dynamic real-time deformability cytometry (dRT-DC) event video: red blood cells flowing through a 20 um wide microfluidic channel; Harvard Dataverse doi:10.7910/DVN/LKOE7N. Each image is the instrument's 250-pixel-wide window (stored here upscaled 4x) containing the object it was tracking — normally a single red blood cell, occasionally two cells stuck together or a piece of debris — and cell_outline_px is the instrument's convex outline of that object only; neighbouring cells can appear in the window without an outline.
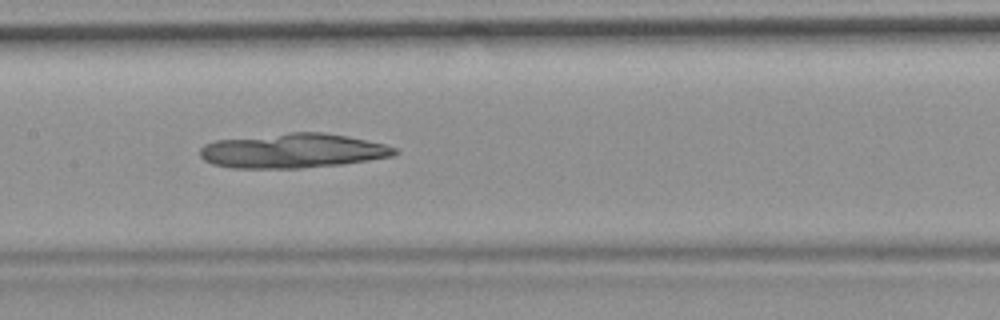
{"species": "common noctule bat (a hibernating species)", "species_latin": "Nyctalus noctula", "temperature_condition": "room temperature", "stored_images_in_passage": 45, "camera_frame_rate_fps": 3000, "um_per_image_px": 0.085, "animal": {"sex": "female", "body_mass_g": 19.9}, "frame": {"image": 1, "passage_image": 20, "time_ms": 6.333, "image_size_px": [1000, 320], "cell_outline_px": [[400, 152], [396, 156], [344, 164], [300, 168], [232, 168], [212, 164], [204, 160], [200, 156], [200, 148], [204, 144], [216, 140], [288, 132], [324, 132], [348, 136], [384, 144], [396, 148]], "centroid_in_image_um": [24.91, 12.81], "position_along_channel_um": 182.5, "area_um2": 39.54}}